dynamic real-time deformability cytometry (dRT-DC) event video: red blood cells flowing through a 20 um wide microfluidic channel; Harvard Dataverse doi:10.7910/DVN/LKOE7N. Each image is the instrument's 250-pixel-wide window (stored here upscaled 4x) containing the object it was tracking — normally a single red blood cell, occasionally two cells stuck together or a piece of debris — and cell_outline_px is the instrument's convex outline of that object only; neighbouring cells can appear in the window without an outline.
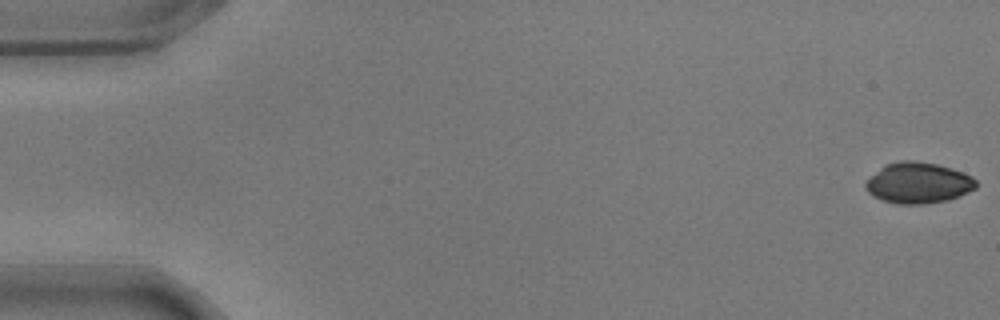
{"species": "common noctule bat (a hibernating species)", "species_latin": "Nyctalus noctula", "temperature_condition": "warm", "stored_images_in_passage": 51, "camera_frame_rate_fps": 3000, "um_per_image_px": 0.085, "animal": {"sex": "male", "body_mass_g": 17.9}, "frame": {"image": 1, "passage_image": 1, "time_ms": 0.0, "image_size_px": [1000, 320], "cell_outline_px": [[976, 188], [960, 196], [948, 200], [920, 204], [896, 204], [872, 196], [864, 188], [864, 184], [884, 164], [900, 160], [916, 160], [936, 164], [952, 168], [964, 172], [972, 176], [976, 180]], "centroid_in_image_um": [78.06, 15.54], "position_along_channel_um": 6.9, "area_um2": 26.47}}
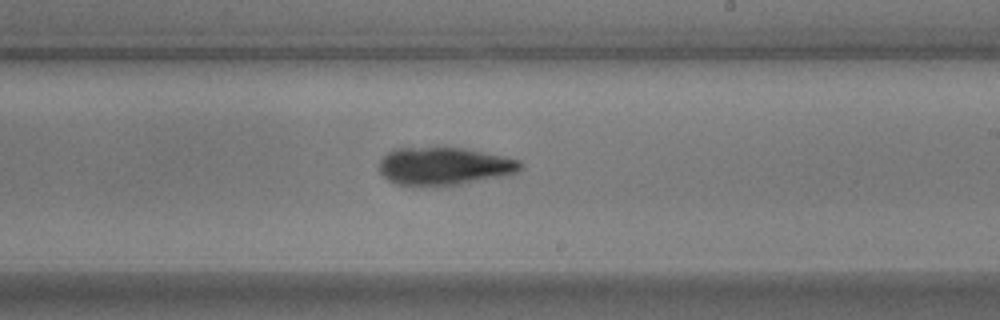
{"frame": {"image": 2, "passage_image": 34, "time_ms": 11.0, "image_size_px": [1000, 320], "cell_outline_px": [[524, 168], [520, 172], [460, 184], [396, 184], [388, 180], [380, 172], [380, 160], [388, 152], [396, 148], [464, 148], [504, 156], [520, 160], [524, 164]], "centroid_in_image_um": [37.81, 14.1], "position_along_channel_um": 251.2, "area_um2": 30.58}}
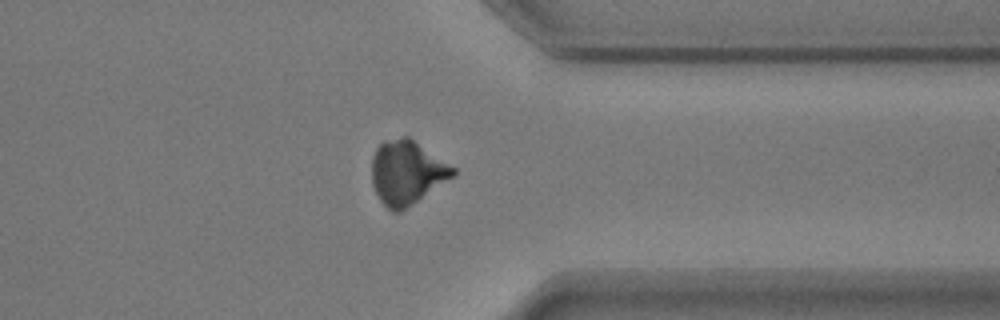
{"frame": {"image": 3, "passage_image": 45, "time_ms": 14.667, "image_size_px": [1000, 320], "cell_outline_px": [[456, 176], [400, 212], [392, 212], [380, 200], [372, 184], [372, 156], [376, 148], [384, 140], [400, 136], [408, 136], [456, 168]], "centroid_in_image_um": [34.59, 14.65], "position_along_channel_um": 376.8, "area_um2": 30.46}}